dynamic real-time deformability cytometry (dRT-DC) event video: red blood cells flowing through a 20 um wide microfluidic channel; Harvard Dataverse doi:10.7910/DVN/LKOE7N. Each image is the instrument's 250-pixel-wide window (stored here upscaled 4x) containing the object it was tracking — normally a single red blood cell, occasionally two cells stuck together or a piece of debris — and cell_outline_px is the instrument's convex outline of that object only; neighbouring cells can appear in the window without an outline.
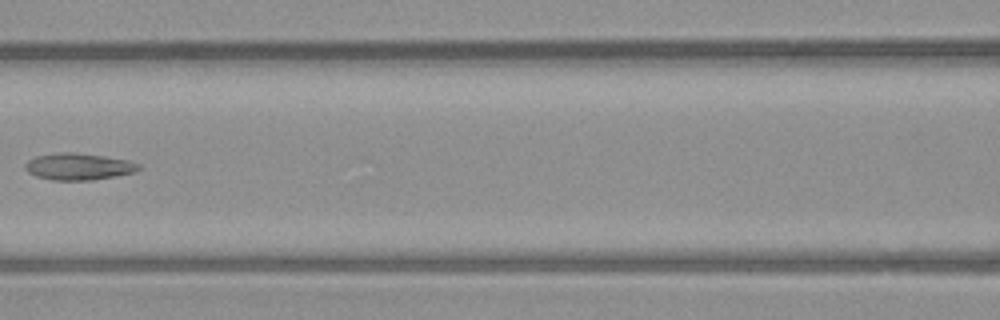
{"species": "common noctule bat (a hibernating species)", "species_latin": "Nyctalus noctula", "temperature_condition": "warm", "stored_images_in_passage": 6, "segment_of_instrument_passage": [1, 2], "camera_frame_rate_fps": 3000, "um_per_image_px": 0.085, "animal": {"sex": "male", "body_mass_g": 23.1, "forearm_length_mm": 52.7}, "frame": {"image": 1, "passage_image": 5, "time_ms": 6.333, "image_size_px": [1000, 320], "cell_outline_px": [[144, 168], [136, 172], [116, 176], [92, 180], [52, 180], [36, 176], [28, 172], [24, 168], [24, 164], [28, 160], [36, 156], [60, 152], [76, 152], [104, 156], [128, 160], [140, 164]], "centroid_in_image_um": [6.71, 14.15], "position_along_channel_um": 159.9, "area_um2": 17.92}}